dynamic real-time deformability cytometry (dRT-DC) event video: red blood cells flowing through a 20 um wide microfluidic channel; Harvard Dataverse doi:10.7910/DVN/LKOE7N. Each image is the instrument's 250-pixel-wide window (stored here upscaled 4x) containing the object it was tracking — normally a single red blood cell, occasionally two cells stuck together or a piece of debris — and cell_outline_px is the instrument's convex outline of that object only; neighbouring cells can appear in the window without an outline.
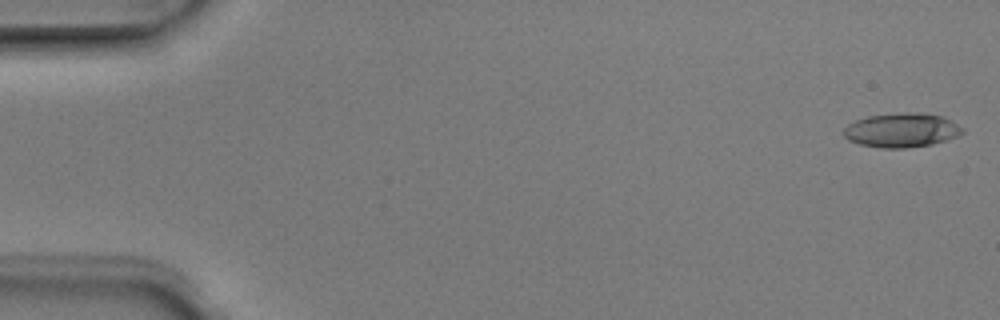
{"species": "Egyptian fruit bat (a non-hibernating species)", "species_latin": "Rousettus aegyptiacus", "temperature_condition": "room temperature", "stored_images_in_passage": 5, "camera_frame_rate_fps": 3000, "um_per_image_px": 0.085, "animal": {"sex": "male"}, "frame": {"image": 1, "passage_image": 1, "time_ms": 0.0, "image_size_px": [1000, 320], "cell_outline_px": [[964, 132], [948, 140], [932, 144], [908, 148], [880, 148], [860, 144], [848, 140], [844, 136], [844, 128], [848, 124], [856, 120], [868, 116], [904, 112], [916, 112], [944, 116], [952, 120], [964, 128]], "centroid_in_image_um": [76.67, 11.06], "position_along_channel_um": 8.3, "area_um2": 23.87}}